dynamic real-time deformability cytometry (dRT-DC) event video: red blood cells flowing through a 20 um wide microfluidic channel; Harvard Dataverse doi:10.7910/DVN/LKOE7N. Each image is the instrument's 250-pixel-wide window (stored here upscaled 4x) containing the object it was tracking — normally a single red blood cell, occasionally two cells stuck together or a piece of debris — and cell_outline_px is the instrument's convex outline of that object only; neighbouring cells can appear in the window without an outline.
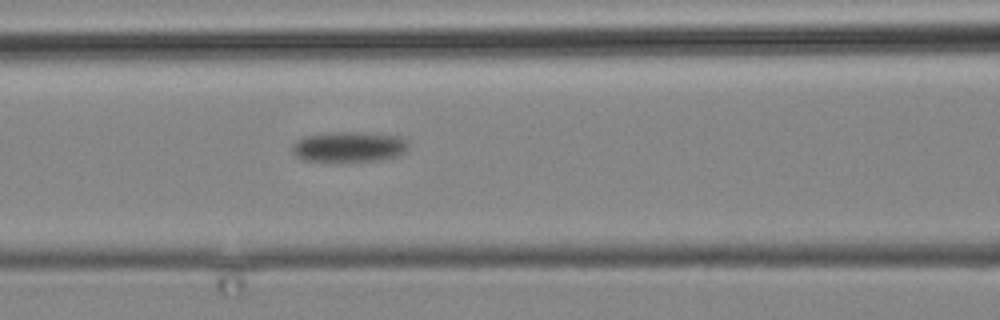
{"species": "common noctule bat (a hibernating species)", "species_latin": "Nyctalus noctula", "temperature_condition": "cold", "stored_images_in_passage": 11, "camera_frame_rate_fps": 3000, "um_per_image_px": 0.085, "animal": {"sex": "male", "body_mass_g": 19.2, "forearm_length_mm": 51.8}, "frame": {"image": 1, "passage_image": 11, "time_ms": 13.0, "image_size_px": [1000, 320], "cell_outline_px": [[408, 148], [404, 152], [396, 156], [376, 160], [332, 164], [304, 160], [296, 156], [292, 152], [292, 144], [296, 140], [304, 136], [332, 132], [360, 132], [400, 136], [408, 140]], "centroid_in_image_um": [29.61, 12.51], "position_along_channel_um": 137.0, "area_um2": 21.33}}